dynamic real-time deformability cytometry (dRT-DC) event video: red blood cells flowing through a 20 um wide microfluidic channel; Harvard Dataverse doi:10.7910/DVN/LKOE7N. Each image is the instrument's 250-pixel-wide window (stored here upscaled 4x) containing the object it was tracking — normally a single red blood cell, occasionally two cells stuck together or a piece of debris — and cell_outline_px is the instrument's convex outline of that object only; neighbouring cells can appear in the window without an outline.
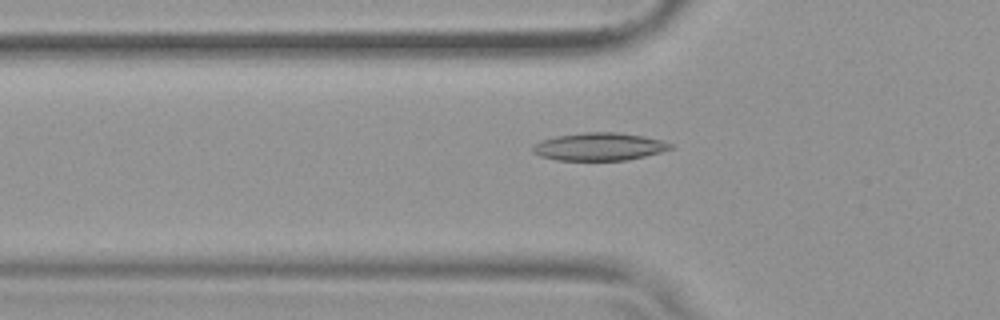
{"species": "common noctule bat (a hibernating species)", "species_latin": "Nyctalus noctula", "temperature_condition": "warm", "stored_images_in_passage": 53, "camera_frame_rate_fps": 3000, "um_per_image_px": 0.085, "animal": {"sex": "female", "body_mass_g": 19.9}, "frame": {"image": 1, "passage_image": 18, "time_ms": 5.667, "image_size_px": [1000, 320], "cell_outline_px": [[676, 148], [628, 160], [556, 160], [540, 156], [532, 152], [532, 144], [540, 140], [556, 136], [584, 132], [616, 132], [644, 136], [660, 140], [672, 144]], "centroid_in_image_um": [50.91, 12.46], "position_along_channel_um": 74.9, "area_um2": 22.43}}
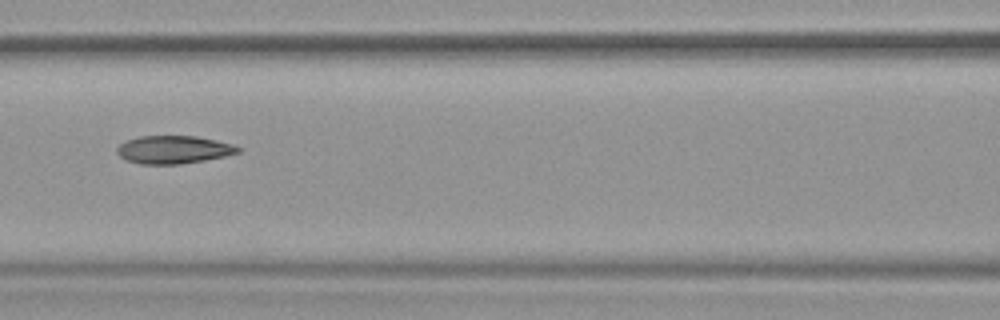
{"frame": {"image": 2, "passage_image": 24, "time_ms": 7.667, "image_size_px": [1000, 320], "cell_outline_px": [[240, 152], [224, 156], [204, 160], [180, 164], [140, 164], [128, 160], [120, 156], [116, 152], [116, 148], [124, 140], [140, 136], [196, 136], [216, 140], [232, 144], [240, 148]], "centroid_in_image_um": [14.72, 12.71], "position_along_channel_um": 151.9, "area_um2": 19.65}}
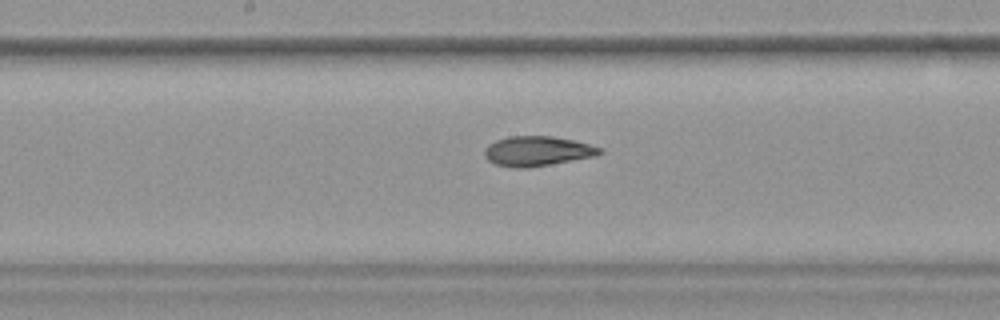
{"frame": {"image": 3, "passage_image": 28, "time_ms": 9.0, "image_size_px": [1000, 320], "cell_outline_px": [[604, 152], [596, 156], [528, 168], [512, 168], [496, 164], [488, 160], [484, 156], [484, 148], [488, 144], [496, 140], [508, 136], [552, 136], [572, 140], [604, 148]], "centroid_in_image_um": [45.66, 12.85], "position_along_channel_um": 202.5, "area_um2": 20.17}, "authors_computed_cell_mechanics": {"area_um2": 20.8658, "velocity_mm_per_s": 3.8133, "shape_relaxation_time_tau1_ms": null, "shape_relaxation_time_tau2_ms": 3.0408, "deformation_change_tau1": null, "deformation_change_tau2": 0.0966}}